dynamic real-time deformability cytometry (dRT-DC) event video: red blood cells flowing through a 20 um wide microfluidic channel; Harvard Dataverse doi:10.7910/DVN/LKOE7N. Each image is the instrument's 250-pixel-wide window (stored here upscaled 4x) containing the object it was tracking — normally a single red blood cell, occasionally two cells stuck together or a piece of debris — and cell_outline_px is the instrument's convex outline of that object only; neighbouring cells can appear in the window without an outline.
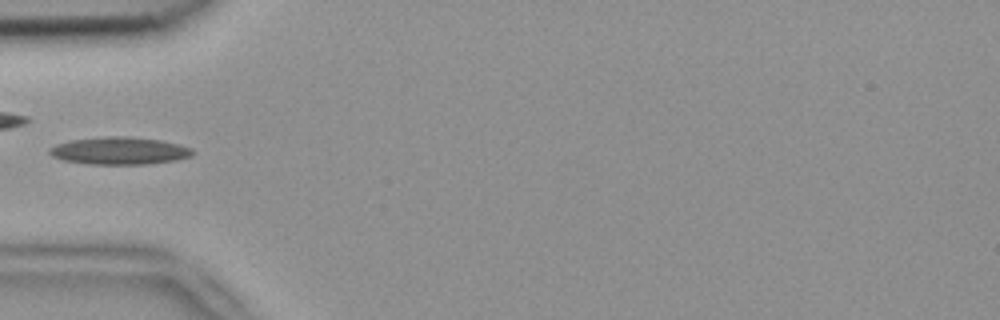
{"species": "common noctule bat (a hibernating species)", "species_latin": "Nyctalus noctula", "temperature_condition": "room temperature", "stored_images_in_passage": 6, "camera_frame_rate_fps": 3000, "um_per_image_px": 0.085, "animal": {"sex": "female", "body_mass_g": 18.4}, "frame": {"image": 1, "passage_image": 5, "time_ms": 1.333, "image_size_px": [1000, 320], "cell_outline_px": [[196, 152], [192, 156], [176, 160], [148, 164], [88, 164], [64, 160], [52, 156], [48, 152], [48, 148], [56, 144], [72, 140], [108, 136], [128, 136], [160, 140], [180, 144], [192, 148]], "centroid_in_image_um": [10.19, 12.81], "position_along_channel_um": 74.8, "area_um2": 23.0}}